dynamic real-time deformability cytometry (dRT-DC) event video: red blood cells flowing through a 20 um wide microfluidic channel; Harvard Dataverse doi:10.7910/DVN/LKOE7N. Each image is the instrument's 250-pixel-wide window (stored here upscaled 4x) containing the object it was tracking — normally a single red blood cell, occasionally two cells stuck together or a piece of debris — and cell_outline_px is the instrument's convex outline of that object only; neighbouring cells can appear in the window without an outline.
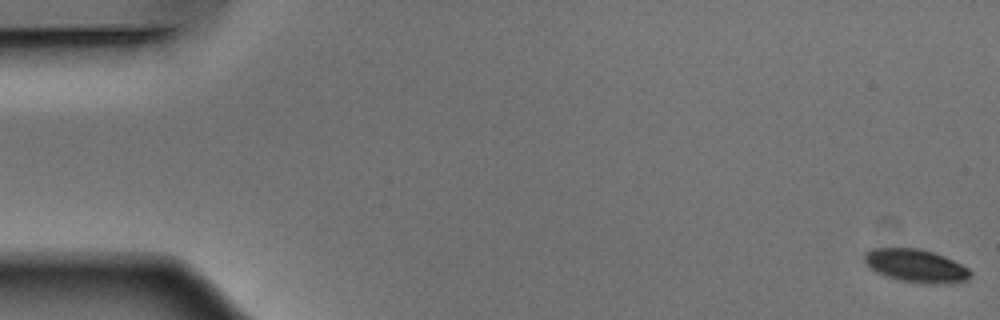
{"species": "Egyptian fruit bat (a non-hibernating species)", "species_latin": "Rousettus aegyptiacus", "temperature_condition": "warm", "stored_images_in_passage": 17, "camera_frame_rate_fps": 3000, "um_per_image_px": 0.085, "animal": {"sex": "male"}, "frame": {"image": 1, "passage_image": 1, "time_ms": 0.0, "image_size_px": [1000, 320], "cell_outline_px": [[972, 276], [968, 280], [940, 284], [924, 284], [900, 280], [876, 272], [864, 264], [864, 252], [872, 248], [920, 248], [944, 256], [968, 268], [972, 272]], "centroid_in_image_um": [77.84, 22.59], "position_along_channel_um": 7.2, "area_um2": 20.52}}